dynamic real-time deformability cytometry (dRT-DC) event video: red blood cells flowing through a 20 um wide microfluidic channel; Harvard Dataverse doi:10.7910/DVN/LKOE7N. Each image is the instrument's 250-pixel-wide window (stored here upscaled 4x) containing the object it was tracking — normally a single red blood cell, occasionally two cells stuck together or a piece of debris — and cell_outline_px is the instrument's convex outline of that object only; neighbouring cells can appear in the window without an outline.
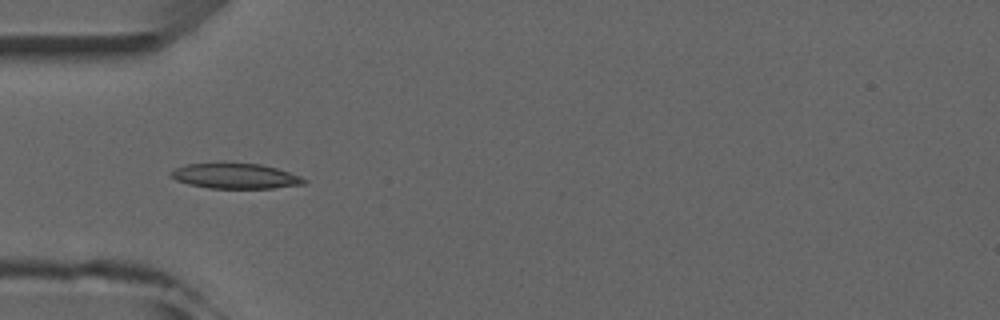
{"species": "common noctule bat (a hibernating species)", "species_latin": "Nyctalus noctula", "temperature_condition": "room temperature", "stored_images_in_passage": 5, "camera_frame_rate_fps": 3000, "um_per_image_px": 0.085, "animal": {"sex": "male", "forearm_length_mm": 52.5}, "frame": {"image": 1, "passage_image": 5, "time_ms": 4.667, "image_size_px": [1000, 320], "cell_outline_px": [[308, 180], [304, 184], [272, 188], [208, 188], [188, 184], [176, 180], [168, 172], [184, 164], [260, 164], [276, 168], [300, 176]], "centroid_in_image_um": [20.0, 14.97], "position_along_channel_um": 65.0, "area_um2": 19.25}}